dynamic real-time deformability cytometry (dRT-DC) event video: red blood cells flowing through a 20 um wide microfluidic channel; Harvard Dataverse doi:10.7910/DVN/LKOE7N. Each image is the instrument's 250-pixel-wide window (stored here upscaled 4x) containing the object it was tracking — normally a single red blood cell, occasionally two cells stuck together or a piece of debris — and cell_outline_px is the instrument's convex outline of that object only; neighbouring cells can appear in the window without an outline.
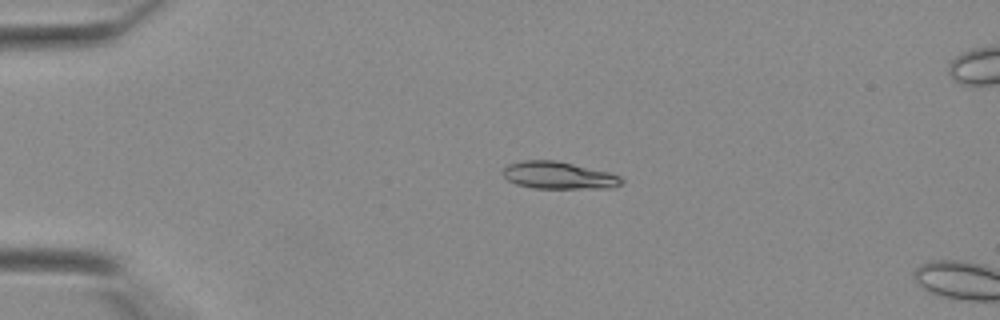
{"species": "Egyptian fruit bat (a non-hibernating species)", "species_latin": "Rousettus aegyptiacus", "temperature_condition": "warm", "stored_images_in_passage": 4, "camera_frame_rate_fps": 3000, "um_per_image_px": 0.085, "animal": {"sex": "female"}, "frame": {"image": 1, "passage_image": 1, "time_ms": 0.0, "image_size_px": [1000, 320], "cell_outline_px": [[624, 180], [620, 184], [612, 188], [532, 188], [516, 184], [508, 180], [504, 176], [504, 168], [508, 164], [520, 160], [556, 160], [608, 172], [620, 176]], "centroid_in_image_um": [47.47, 14.9], "position_along_channel_um": 37.5, "area_um2": 18.79}}